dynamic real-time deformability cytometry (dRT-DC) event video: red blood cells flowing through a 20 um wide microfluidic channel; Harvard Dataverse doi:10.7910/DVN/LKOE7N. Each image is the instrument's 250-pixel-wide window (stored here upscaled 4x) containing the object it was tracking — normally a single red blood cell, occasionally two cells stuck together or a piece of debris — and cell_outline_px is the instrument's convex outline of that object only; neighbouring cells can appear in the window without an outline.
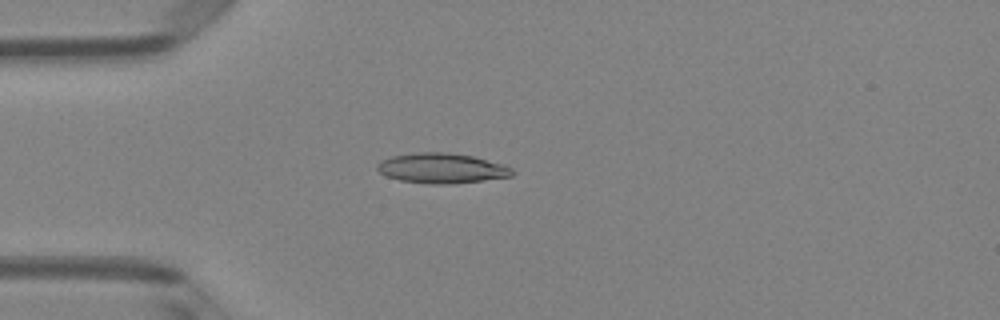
{"species": "Egyptian fruit bat (a non-hibernating species)", "species_latin": "Rousettus aegyptiacus", "temperature_condition": "room temperature", "stored_images_in_passage": 3, "camera_frame_rate_fps": 3000, "um_per_image_px": 0.085, "animal": {"sex": "female"}, "frame": {"image": 1, "passage_image": 3, "time_ms": 0.667, "image_size_px": [1000, 320], "cell_outline_px": [[516, 172], [512, 176], [484, 180], [452, 184], [428, 184], [400, 180], [388, 176], [380, 172], [376, 168], [376, 164], [380, 160], [392, 156], [412, 152], [448, 152], [472, 156], [504, 164], [512, 168]], "centroid_in_image_um": [37.55, 14.29], "position_along_channel_um": 47.5, "area_um2": 23.87}}